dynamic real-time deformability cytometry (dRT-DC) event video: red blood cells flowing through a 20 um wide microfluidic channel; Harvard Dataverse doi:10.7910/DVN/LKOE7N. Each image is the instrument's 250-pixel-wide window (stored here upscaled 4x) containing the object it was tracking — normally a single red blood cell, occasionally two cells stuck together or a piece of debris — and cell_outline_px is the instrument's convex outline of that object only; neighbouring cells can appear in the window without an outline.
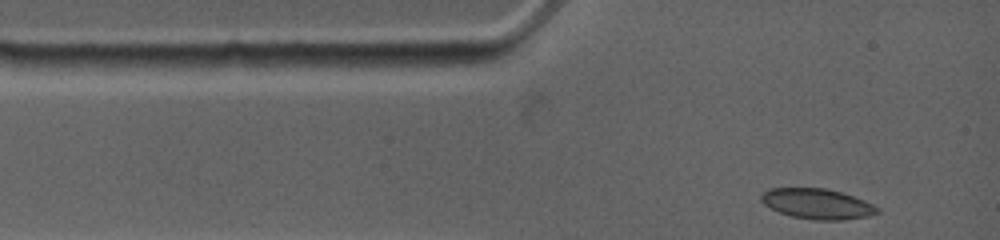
{"species": "common noctule bat (a hibernating species)", "species_latin": "Nyctalus noctula", "temperature_condition": "warm", "stored_images_in_passage": 24, "camera_frame_rate_fps": 4500, "um_per_image_px": 0.085, "animal": {"sex": "female", "body_mass_g": 19.0, "forearm_length_mm": 53.3}, "frame": {"image": 1, "passage_image": 1, "time_ms": 0.0, "image_size_px": [1000, 240], "cell_outline_px": [[880, 212], [868, 216], [844, 220], [816, 220], [792, 216], [780, 212], [764, 204], [760, 200], [760, 196], [768, 188], [824, 188], [840, 192], [864, 200], [880, 208]], "centroid_in_image_um": [69.47, 17.32], "position_along_channel_um": 15.5, "area_um2": 20.4}}
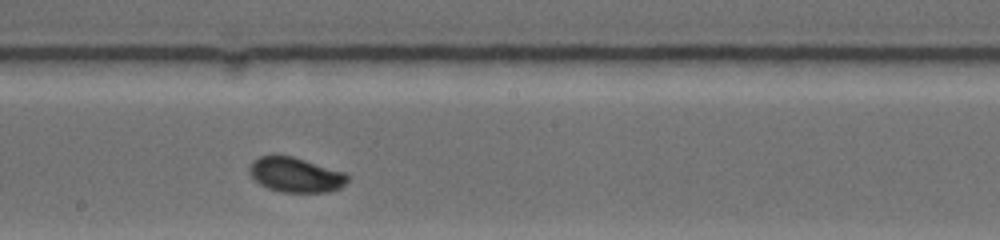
{"frame": {"image": 2, "passage_image": 14, "time_ms": 6.0, "image_size_px": [1000, 240], "cell_outline_px": [[348, 180], [340, 188], [328, 192], [280, 192], [268, 188], [260, 184], [248, 172], [248, 168], [252, 160], [260, 156], [292, 156], [348, 172]], "centroid_in_image_um": [25.15, 14.86], "position_along_channel_um": 223.1, "area_um2": 20.06}}
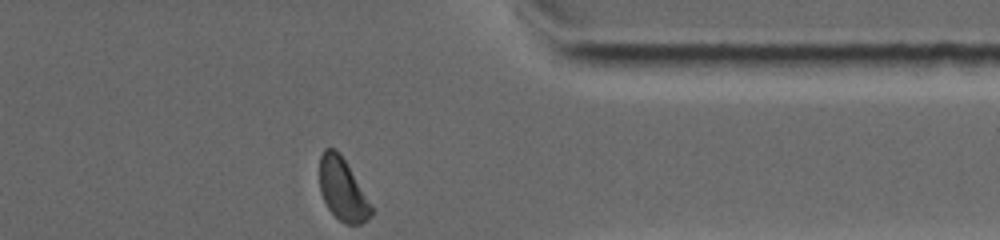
{"frame": {"image": 3, "passage_image": 24, "time_ms": 10.444, "image_size_px": [1000, 240], "cell_outline_px": [[372, 216], [360, 224], [344, 224], [328, 208], [320, 192], [320, 156], [324, 148], [336, 148], [340, 152], [372, 208]], "centroid_in_image_um": [29.09, 16.09], "position_along_channel_um": 382.3, "area_um2": 18.32}, "authors_computed_cell_mechanics": {"area_um2": 19.9988, "velocity_mm_per_s": 3.8278, "shape_relaxation_time_tau1_ms": 7.761, "shape_relaxation_time_tau2_ms": null, "deformation_change_tau1": 0.1502, "deformation_change_tau2": null}}